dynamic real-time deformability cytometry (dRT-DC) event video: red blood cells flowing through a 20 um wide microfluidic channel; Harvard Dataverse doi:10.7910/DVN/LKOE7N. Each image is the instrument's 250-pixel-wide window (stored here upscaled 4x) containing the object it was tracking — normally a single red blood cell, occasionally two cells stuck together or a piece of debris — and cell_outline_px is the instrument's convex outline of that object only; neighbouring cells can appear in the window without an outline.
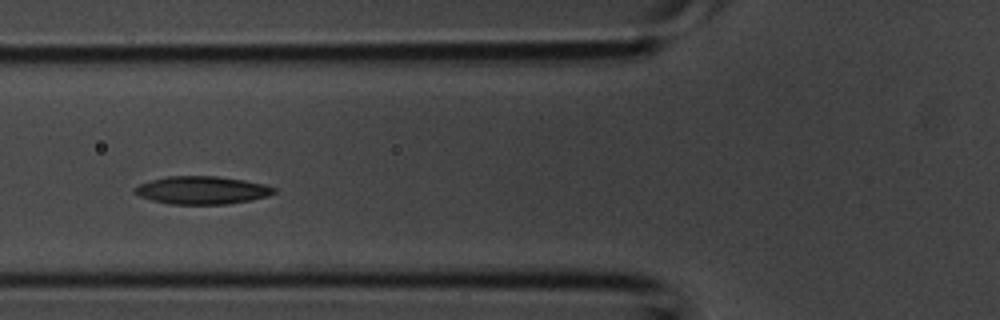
{"species": "common noctule bat (a hibernating species)", "species_latin": "Nyctalus noctula", "temperature_condition": "room temperature", "stored_images_in_passage": 3, "camera_frame_rate_fps": 3000, "um_per_image_px": 0.085, "animal": {"sex": "male", "body_mass_g": 20.1, "forearm_length_mm": 53.5}, "frame": {"image": 1, "passage_image": 2, "time_ms": 0.333, "image_size_px": [1000, 320], "cell_outline_px": [[276, 192], [268, 196], [252, 200], [228, 204], [168, 204], [152, 200], [140, 196], [132, 192], [132, 188], [140, 184], [152, 180], [168, 176], [216, 176], [244, 180], [264, 184], [276, 188]], "centroid_in_image_um": [17.17, 16.17], "position_along_channel_um": 108.6, "area_um2": 22.72}}
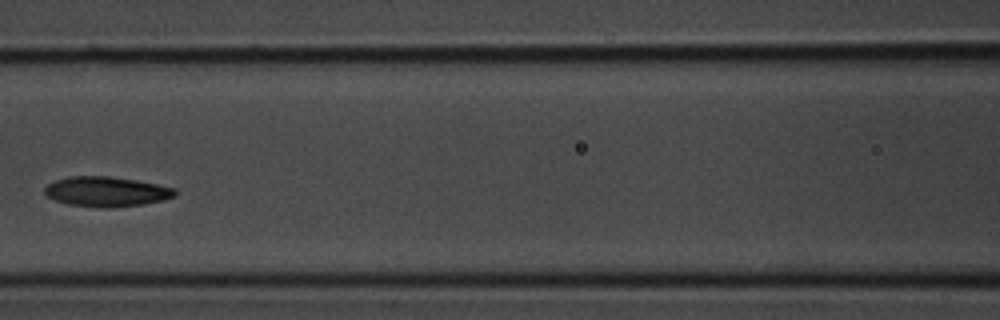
{"frame": {"image": 2, "passage_image": 3, "time_ms": 0.667, "image_size_px": [1000, 320], "cell_outline_px": [[176, 196], [164, 200], [144, 204], [112, 208], [104, 208], [68, 204], [44, 196], [44, 188], [48, 184], [56, 180], [68, 176], [108, 176], [136, 180], [176, 188]], "centroid_in_image_um": [9.04, 16.29], "position_along_channel_um": 157.6, "area_um2": 22.89}}